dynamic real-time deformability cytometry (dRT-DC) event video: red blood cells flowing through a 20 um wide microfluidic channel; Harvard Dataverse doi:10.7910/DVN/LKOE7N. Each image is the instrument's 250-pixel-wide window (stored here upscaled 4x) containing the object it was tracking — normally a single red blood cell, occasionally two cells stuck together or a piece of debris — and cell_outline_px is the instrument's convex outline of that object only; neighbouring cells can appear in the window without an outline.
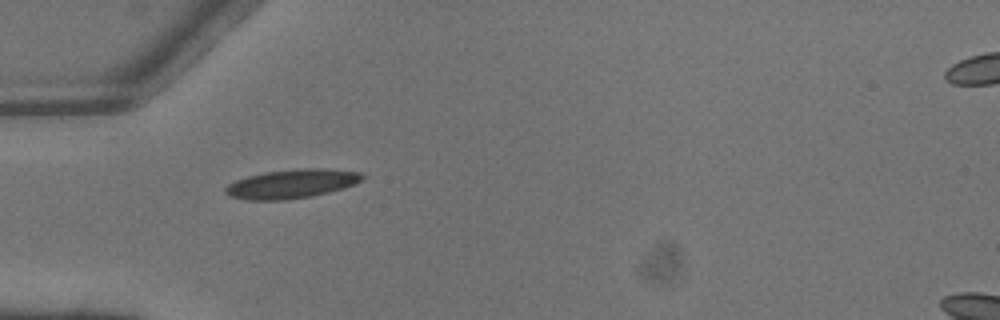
{"species": "common noctule bat (a hibernating species)", "species_latin": "Nyctalus noctula", "temperature_condition": "warm", "stored_images_in_passage": 2, "camera_frame_rate_fps": 3000, "um_per_image_px": 0.085, "animal": {"sex": "male", "body_mass_g": 13.3}, "frame": {"image": 1, "passage_image": 1, "time_ms": 0.0, "image_size_px": [1000, 320], "cell_outline_px": [[364, 176], [356, 184], [344, 188], [312, 196], [288, 200], [244, 200], [228, 196], [224, 192], [224, 188], [228, 184], [236, 180], [248, 176], [264, 172], [304, 168], [324, 168], [360, 172]], "centroid_in_image_um": [24.76, 15.63], "position_along_channel_um": 60.2, "area_um2": 23.24}}